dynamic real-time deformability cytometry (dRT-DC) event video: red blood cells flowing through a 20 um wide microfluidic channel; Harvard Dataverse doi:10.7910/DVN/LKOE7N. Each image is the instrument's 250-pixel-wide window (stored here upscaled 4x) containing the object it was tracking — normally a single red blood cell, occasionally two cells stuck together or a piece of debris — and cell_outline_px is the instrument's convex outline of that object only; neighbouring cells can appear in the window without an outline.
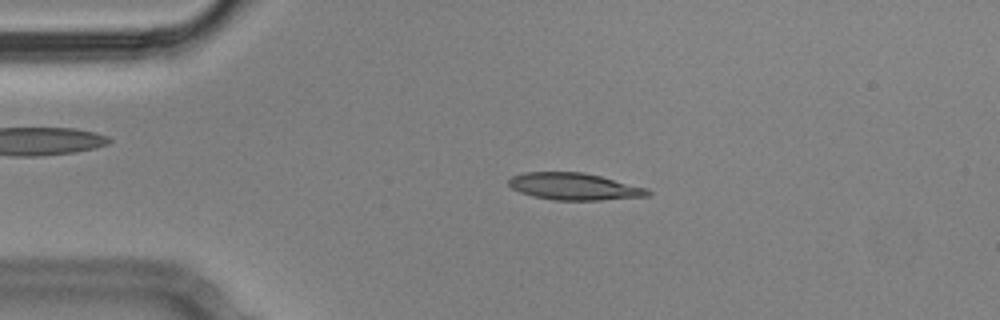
{"species": "Egyptian fruit bat (a non-hibernating species)", "species_latin": "Rousettus aegyptiacus", "temperature_condition": "cold", "stored_images_in_passage": 56, "camera_frame_rate_fps": 3000, "um_per_image_px": 0.085, "animal": {"sex": "male"}, "frame": {"image": 1, "passage_image": 12, "time_ms": 3.667, "image_size_px": [1000, 320], "cell_outline_px": [[652, 192], [648, 196], [600, 200], [552, 200], [532, 196], [520, 192], [512, 188], [508, 184], [508, 180], [512, 176], [524, 172], [584, 172], [648, 188]], "centroid_in_image_um": [48.8, 15.85], "position_along_channel_um": 36.2, "area_um2": 21.91}}
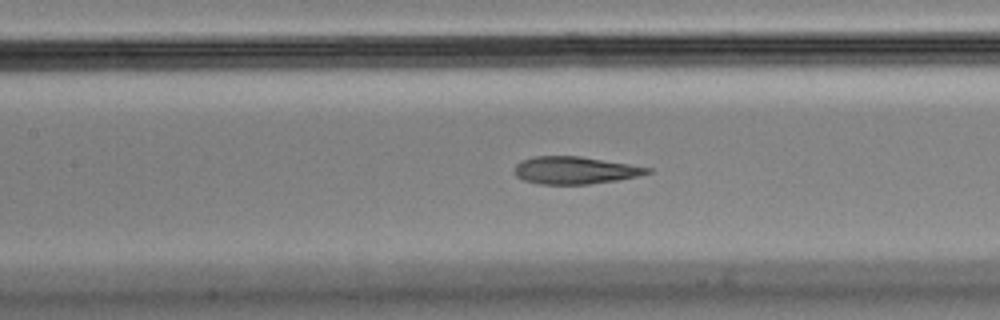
{"frame": {"image": 2, "passage_image": 25, "time_ms": 8.0, "image_size_px": [1000, 320], "cell_outline_px": [[652, 172], [620, 180], [588, 184], [540, 184], [524, 180], [516, 176], [512, 172], [516, 164], [520, 160], [532, 156], [580, 156], [652, 168]], "centroid_in_image_um": [48.82, 14.47], "position_along_channel_um": 158.6, "area_um2": 21.33}}
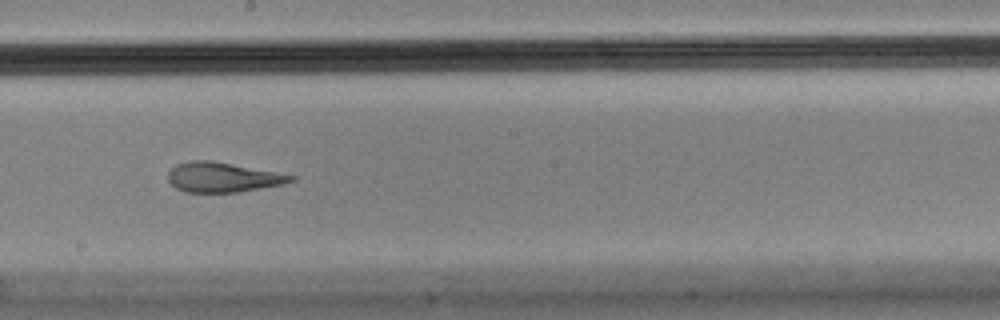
{"frame": {"image": 3, "passage_image": 31, "time_ms": 10.0, "image_size_px": [1000, 320], "cell_outline_px": [[296, 180], [284, 184], [240, 192], [184, 192], [176, 188], [168, 180], [168, 172], [176, 164], [192, 160], [212, 160], [276, 172], [296, 176]], "centroid_in_image_um": [18.94, 15.07], "position_along_channel_um": 229.3, "area_um2": 21.39}, "authors_computed_cell_mechanics": {"area_um2": 22.1374, "velocity_mm_per_s": 3.5496, "shape_relaxation_time_tau1_ms": null, "shape_relaxation_time_tau2_ms": 2.4754, "deformation_change_tau1": null, "deformation_change_tau2": 0.0967}}